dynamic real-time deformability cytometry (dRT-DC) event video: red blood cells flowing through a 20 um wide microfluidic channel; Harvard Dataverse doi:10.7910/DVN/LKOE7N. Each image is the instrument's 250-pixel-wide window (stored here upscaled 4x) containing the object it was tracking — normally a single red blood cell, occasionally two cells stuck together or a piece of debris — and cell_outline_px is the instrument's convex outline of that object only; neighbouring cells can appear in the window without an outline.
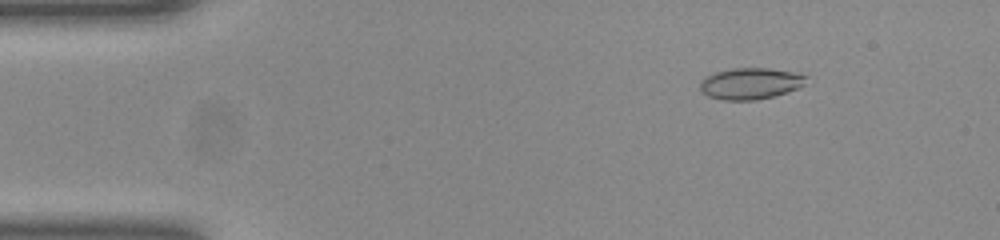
{"species": "common noctule bat (a hibernating species)", "species_latin": "Nyctalus noctula", "temperature_condition": "room temperature", "stored_images_in_passage": 52, "camera_frame_rate_fps": 3000, "um_per_image_px": 0.085, "animal": {"sex": "female", "body_mass_g": 23.0, "forearm_length_mm": 53.4}, "frame": {"image": 1, "passage_image": 7, "time_ms": 2.0, "image_size_px": [1000, 240], "cell_outline_px": [[808, 76], [804, 84], [800, 88], [788, 92], [756, 100], [724, 100], [708, 96], [700, 88], [700, 80], [704, 76], [716, 72], [732, 68], [768, 68], [792, 72]], "centroid_in_image_um": [63.78, 7.09], "position_along_channel_um": 21.2, "area_um2": 19.42}}
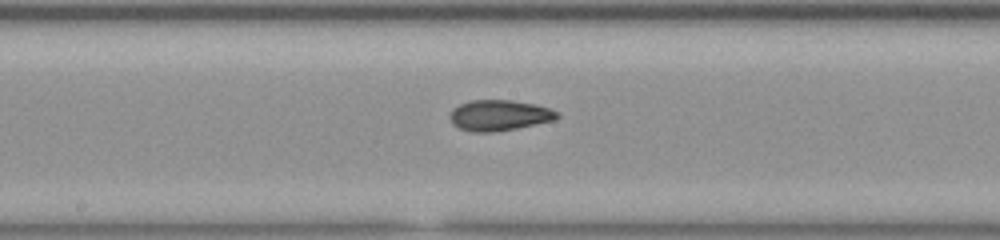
{"frame": {"image": 2, "passage_image": 27, "time_ms": 8.667, "image_size_px": [1000, 240], "cell_outline_px": [[560, 116], [556, 120], [516, 128], [492, 132], [472, 132], [460, 128], [452, 124], [448, 116], [452, 108], [468, 100], [512, 100], [536, 104], [560, 112]], "centroid_in_image_um": [42.43, 9.79], "position_along_channel_um": 205.8, "area_um2": 19.42}}
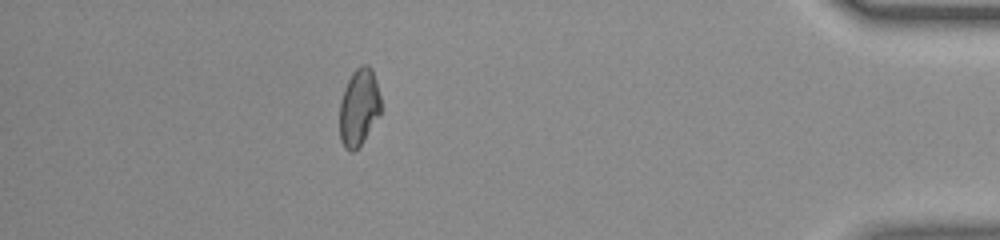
{"frame": {"image": 3, "passage_image": 46, "time_ms": 15.0, "image_size_px": [1000, 240], "cell_outline_px": [[380, 112], [364, 140], [352, 152], [344, 148], [340, 140], [340, 100], [344, 88], [352, 72], [360, 64], [368, 64], [372, 68], [376, 80], [380, 96]], "centroid_in_image_um": [30.49, 9.08], "position_along_channel_um": 404.7, "area_um2": 18.5}, "authors_computed_cell_mechanics": {"area_um2": 19.0162, "velocity_mm_per_s": 3.9566, "shape_relaxation_time_tau1_ms": null, "shape_relaxation_time_tau2_ms": 2.1177, "deformation_change_tau1": null, "deformation_change_tau2": 0.0659}}